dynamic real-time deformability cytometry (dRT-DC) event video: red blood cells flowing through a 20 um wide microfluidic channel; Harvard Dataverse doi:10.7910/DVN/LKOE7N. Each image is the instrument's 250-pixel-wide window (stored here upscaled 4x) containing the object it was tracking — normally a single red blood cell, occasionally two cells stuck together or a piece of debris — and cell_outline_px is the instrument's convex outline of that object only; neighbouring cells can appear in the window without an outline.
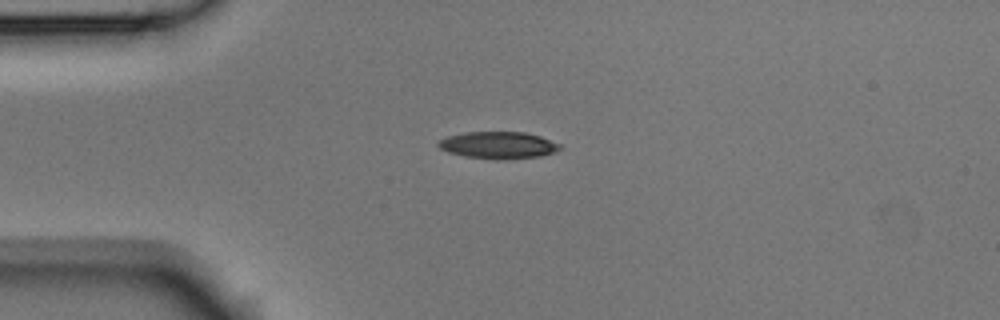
{"species": "Egyptian fruit bat (a non-hibernating species)", "species_latin": "Rousettus aegyptiacus", "temperature_condition": "room temperature", "stored_images_in_passage": 6, "camera_frame_rate_fps": 3000, "um_per_image_px": 0.085, "animal": {"sex": "male"}, "frame": {"image": 1, "passage_image": 3, "time_ms": 0.667, "image_size_px": [1000, 320], "cell_outline_px": [[560, 148], [552, 152], [540, 156], [504, 160], [464, 156], [448, 152], [440, 148], [436, 144], [440, 140], [448, 136], [464, 132], [524, 132], [540, 136], [560, 144]], "centroid_in_image_um": [42.32, 12.33], "position_along_channel_um": 42.7, "area_um2": 18.96}}
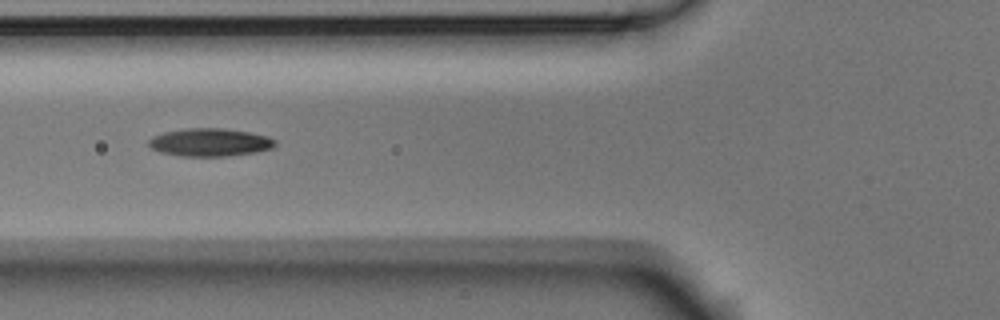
{"frame": {"image": 2, "passage_image": 5, "time_ms": 1.333, "image_size_px": [1000, 320], "cell_outline_px": [[276, 144], [272, 148], [256, 152], [228, 156], [180, 156], [160, 152], [152, 148], [148, 144], [148, 140], [152, 136], [164, 132], [188, 128], [224, 128], [248, 132], [268, 136], [276, 140]], "centroid_in_image_um": [17.84, 12.1], "position_along_channel_um": 108.0, "area_um2": 20.63}}
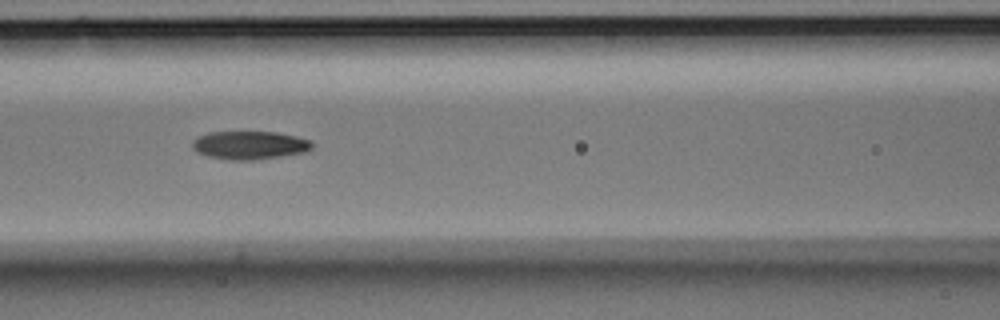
{"frame": {"image": 3, "passage_image": 6, "time_ms": 1.667, "image_size_px": [1000, 320], "cell_outline_px": [[312, 148], [304, 152], [280, 156], [252, 160], [232, 160], [208, 156], [196, 152], [192, 148], [192, 140], [196, 136], [208, 132], [276, 132], [296, 136], [312, 140]], "centroid_in_image_um": [21.18, 12.33], "position_along_channel_um": 145.4, "area_um2": 19.77}}